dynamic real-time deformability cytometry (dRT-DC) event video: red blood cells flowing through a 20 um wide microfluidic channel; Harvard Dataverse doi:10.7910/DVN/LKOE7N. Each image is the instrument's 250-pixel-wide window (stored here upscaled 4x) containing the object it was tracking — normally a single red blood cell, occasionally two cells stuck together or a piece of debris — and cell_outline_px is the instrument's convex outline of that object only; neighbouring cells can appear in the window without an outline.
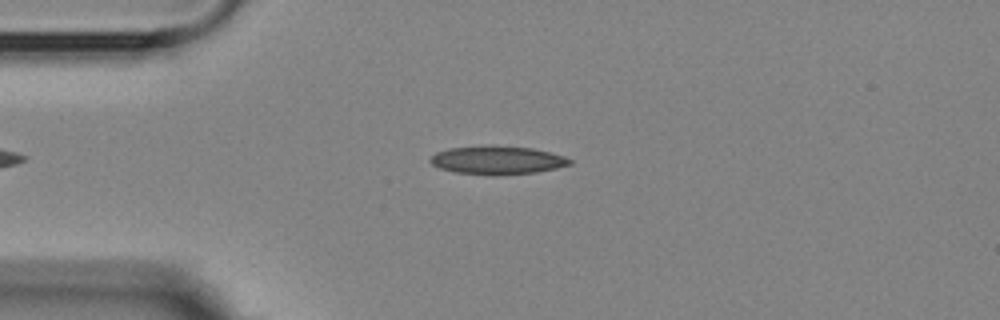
{"species": "Egyptian fruit bat (a non-hibernating species)", "species_latin": "Rousettus aegyptiacus", "temperature_condition": "room temperature", "stored_images_in_passage": 4, "camera_frame_rate_fps": 3000, "um_per_image_px": 0.085, "animal": {"sex": "female"}, "frame": {"image": 1, "passage_image": 2, "time_ms": 1.0, "image_size_px": [1000, 320], "cell_outline_px": [[572, 164], [556, 168], [536, 172], [496, 176], [456, 172], [440, 168], [432, 164], [428, 160], [436, 152], [448, 148], [532, 148], [564, 156], [572, 160]], "centroid_in_image_um": [42.29, 13.66], "position_along_channel_um": 42.7, "area_um2": 22.14}}
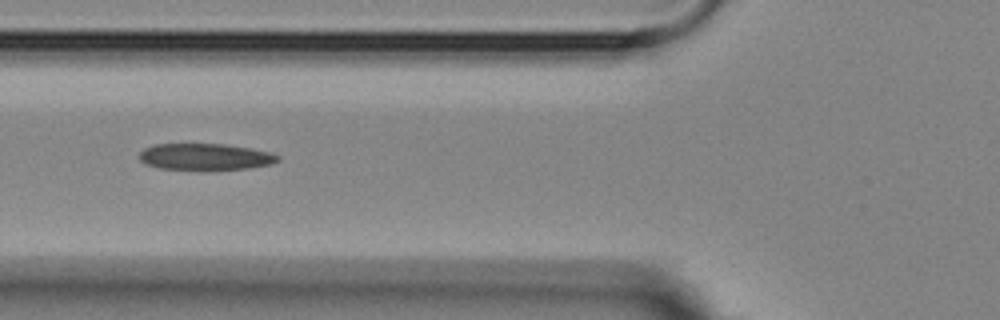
{"frame": {"image": 2, "passage_image": 4, "time_ms": 3.333, "image_size_px": [1000, 320], "cell_outline_px": [[280, 160], [272, 164], [248, 168], [204, 172], [160, 168], [144, 164], [140, 160], [140, 152], [144, 148], [152, 144], [228, 144], [252, 148], [268, 152], [280, 156]], "centroid_in_image_um": [17.44, 13.35], "position_along_channel_um": 108.4, "area_um2": 22.25}}